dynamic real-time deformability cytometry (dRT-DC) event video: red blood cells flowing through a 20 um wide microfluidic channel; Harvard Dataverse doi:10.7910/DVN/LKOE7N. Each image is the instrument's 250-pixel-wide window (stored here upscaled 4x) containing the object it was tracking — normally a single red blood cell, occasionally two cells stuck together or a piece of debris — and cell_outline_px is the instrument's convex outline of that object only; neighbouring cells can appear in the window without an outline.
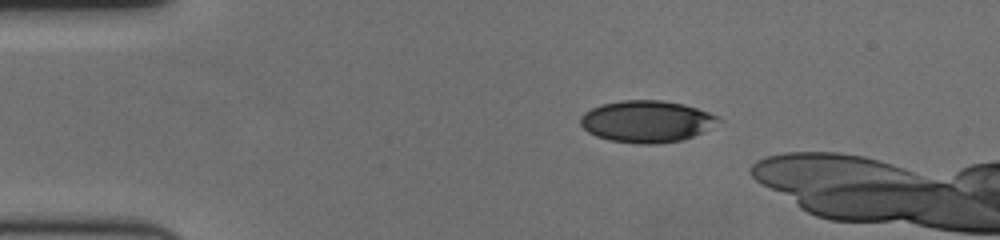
{"species": "human", "species_latin": "Homo sapiens", "temperature_condition": "cold", "stored_images_in_passage": 43, "camera_frame_rate_fps": 3000, "um_per_image_px": 0.085, "donor": {"sex": "female"}, "frame": {"image": 1, "passage_image": 1, "time_ms": 0.0, "image_size_px": [1000, 240], "cell_outline_px": [[720, 120], [700, 132], [692, 136], [680, 140], [656, 144], [640, 144], [612, 140], [596, 136], [588, 132], [580, 124], [580, 116], [584, 112], [600, 104], [620, 100], [664, 100], [684, 104], [720, 116]], "centroid_in_image_um": [54.92, 10.3], "position_along_channel_um": 30.1, "area_um2": 33.35}}
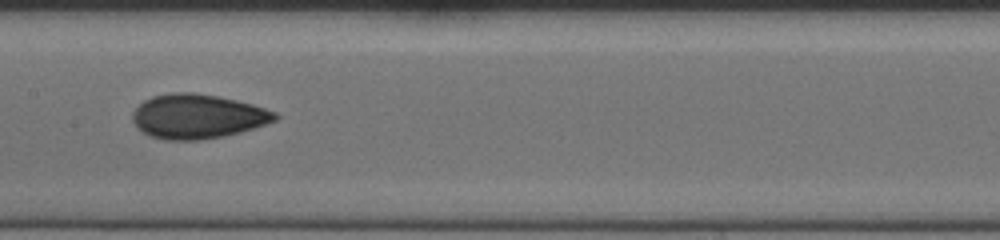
{"frame": {"image": 2, "passage_image": 20, "time_ms": 6.333, "image_size_px": [1000, 240], "cell_outline_px": [[280, 116], [276, 120], [240, 132], [224, 136], [200, 140], [164, 140], [152, 136], [136, 128], [132, 120], [132, 112], [144, 100], [152, 96], [172, 92], [192, 92], [216, 96], [236, 100], [252, 104], [276, 112]], "centroid_in_image_um": [16.77, 9.89], "position_along_channel_um": 190.6, "area_um2": 36.82}}
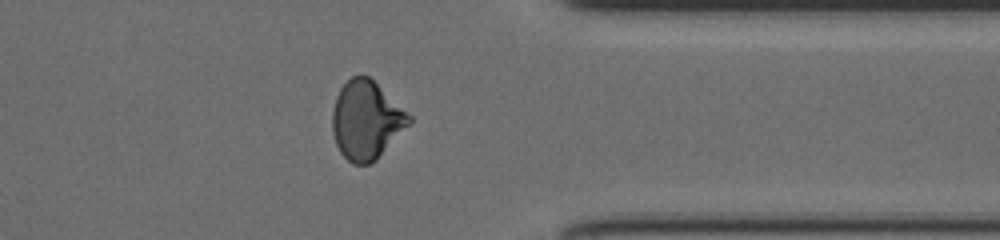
{"frame": {"image": 3, "passage_image": 37, "time_ms": 12.0, "image_size_px": [1000, 240], "cell_outline_px": [[412, 120], [376, 160], [368, 164], [352, 164], [340, 152], [336, 144], [332, 132], [332, 112], [336, 96], [340, 88], [352, 76], [368, 76], [412, 116]], "centroid_in_image_um": [31.11, 10.22], "position_along_channel_um": 380.3, "area_um2": 34.62}, "authors_computed_cell_mechanics": {"area_um2": 34.7956, "velocity_mm_per_s": 3.4969, "shape_relaxation_time_tau1_ms": 5.6697, "shape_relaxation_time_tau2_ms": 1.8357, "deformation_change_tau1": 0.1423, "deformation_change_tau2": 0.0673}}